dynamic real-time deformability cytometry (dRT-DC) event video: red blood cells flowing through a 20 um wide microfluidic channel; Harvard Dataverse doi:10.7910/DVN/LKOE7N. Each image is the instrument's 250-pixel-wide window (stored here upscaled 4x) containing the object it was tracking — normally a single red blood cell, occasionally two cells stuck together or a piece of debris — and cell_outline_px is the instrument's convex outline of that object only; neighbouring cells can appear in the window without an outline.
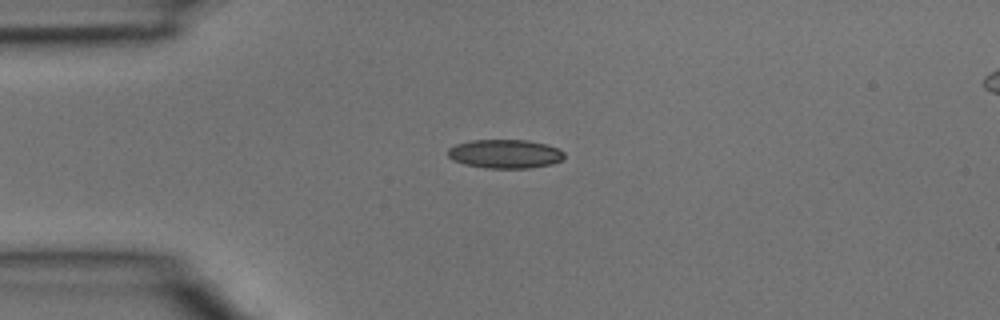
{"species": "common noctule bat (a hibernating species)", "species_latin": "Nyctalus noctula", "temperature_condition": "room temperature", "stored_images_in_passage": 3, "segment_of_instrument_passage": [1, 2], "camera_frame_rate_fps": 3000, "um_per_image_px": 0.085, "animal": {"sex": "male", "body_mass_g": 15.6}, "frame": {"image": 1, "passage_image": 2, "time_ms": 0.333, "image_size_px": [1000, 320], "cell_outline_px": [[564, 156], [560, 160], [552, 164], [528, 168], [484, 168], [464, 164], [452, 160], [448, 156], [448, 148], [456, 144], [472, 140], [528, 140], [544, 144], [556, 148], [564, 152]], "centroid_in_image_um": [42.89, 13.08], "position_along_channel_um": 42.1, "area_um2": 19.48}}